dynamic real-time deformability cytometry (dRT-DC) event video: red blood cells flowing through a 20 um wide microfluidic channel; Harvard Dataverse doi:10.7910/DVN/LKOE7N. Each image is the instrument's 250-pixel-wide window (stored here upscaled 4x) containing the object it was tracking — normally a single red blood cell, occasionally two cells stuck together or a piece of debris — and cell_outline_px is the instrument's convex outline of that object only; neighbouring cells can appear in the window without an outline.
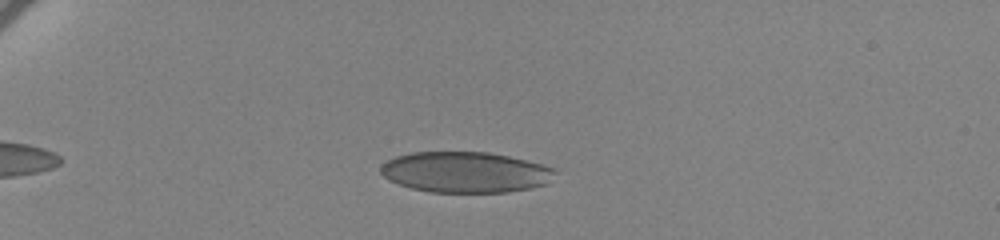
{"species": "human", "species_latin": "Homo sapiens", "temperature_condition": "cold", "stored_images_in_passage": 52, "camera_frame_rate_fps": 3000, "um_per_image_px": 0.085, "donor": {"sex": "female"}, "frame": {"image": 1, "passage_image": 14, "time_ms": 4.333, "image_size_px": [1000, 240], "cell_outline_px": [[556, 172], [548, 184], [532, 188], [508, 192], [432, 192], [412, 188], [388, 180], [380, 172], [380, 164], [396, 156], [412, 152], [488, 152], [508, 156], [556, 168]], "centroid_in_image_um": [39.56, 14.64], "position_along_channel_um": 45.4, "area_um2": 41.5}}
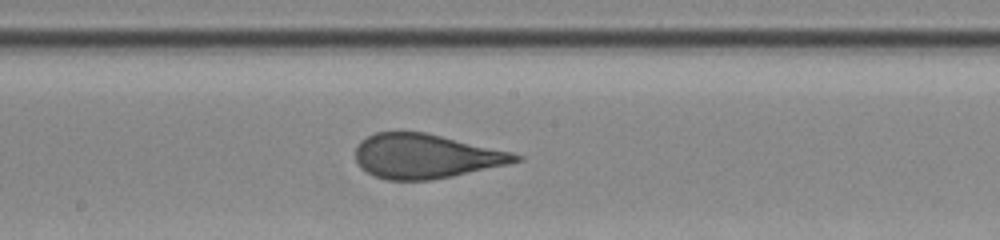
{"frame": {"image": 2, "passage_image": 33, "time_ms": 10.667, "image_size_px": [1000, 240], "cell_outline_px": [[524, 160], [508, 164], [452, 176], [428, 180], [388, 180], [372, 176], [360, 168], [356, 160], [356, 144], [360, 140], [376, 132], [396, 128], [400, 128], [424, 132], [512, 152], [524, 156]], "centroid_in_image_um": [36.12, 13.24], "position_along_channel_um": 212.1, "area_um2": 42.14}}
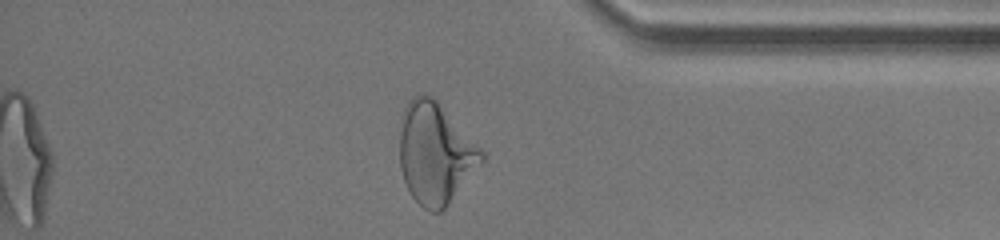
{"frame": {"image": 3, "passage_image": 50, "time_ms": 16.333, "image_size_px": [1000, 240], "cell_outline_px": [[488, 156], [448, 204], [440, 212], [428, 212], [412, 196], [404, 180], [400, 168], [400, 116], [408, 100], [412, 96], [420, 92], [432, 96], [436, 100]], "centroid_in_image_um": [36.98, 13.01], "position_along_channel_um": 398.2, "area_um2": 48.32}, "authors_computed_cell_mechanics": {"area_um2": 42.5119, "velocity_mm_per_s": 3.4436, "shape_relaxation_time_tau1_ms": 7.1299, "shape_relaxation_time_tau2_ms": 0.7362, "deformation_change_tau1": 0.1641, "deformation_change_tau2": 0.0554}}